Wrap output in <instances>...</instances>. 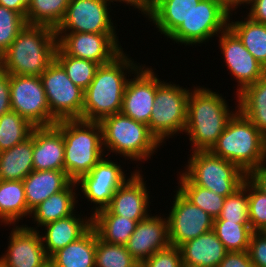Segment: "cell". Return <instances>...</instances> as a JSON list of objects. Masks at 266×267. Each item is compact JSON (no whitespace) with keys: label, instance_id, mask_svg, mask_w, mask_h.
<instances>
[{"label":"cell","instance_id":"obj_43","mask_svg":"<svg viewBox=\"0 0 266 267\" xmlns=\"http://www.w3.org/2000/svg\"><path fill=\"white\" fill-rule=\"evenodd\" d=\"M248 253L255 267H266V232H252Z\"/></svg>","mask_w":266,"mask_h":267},{"label":"cell","instance_id":"obj_5","mask_svg":"<svg viewBox=\"0 0 266 267\" xmlns=\"http://www.w3.org/2000/svg\"><path fill=\"white\" fill-rule=\"evenodd\" d=\"M266 137L239 110L209 150L248 174L265 162Z\"/></svg>","mask_w":266,"mask_h":267},{"label":"cell","instance_id":"obj_3","mask_svg":"<svg viewBox=\"0 0 266 267\" xmlns=\"http://www.w3.org/2000/svg\"><path fill=\"white\" fill-rule=\"evenodd\" d=\"M198 87H194L188 97L184 130L193 146L192 152L209 151L238 111V105L235 112L230 111L225 99L218 92Z\"/></svg>","mask_w":266,"mask_h":267},{"label":"cell","instance_id":"obj_24","mask_svg":"<svg viewBox=\"0 0 266 267\" xmlns=\"http://www.w3.org/2000/svg\"><path fill=\"white\" fill-rule=\"evenodd\" d=\"M71 182L64 170L31 171L23 179L28 209L32 211L51 195L64 190Z\"/></svg>","mask_w":266,"mask_h":267},{"label":"cell","instance_id":"obj_31","mask_svg":"<svg viewBox=\"0 0 266 267\" xmlns=\"http://www.w3.org/2000/svg\"><path fill=\"white\" fill-rule=\"evenodd\" d=\"M237 97L238 110L266 137V74Z\"/></svg>","mask_w":266,"mask_h":267},{"label":"cell","instance_id":"obj_1","mask_svg":"<svg viewBox=\"0 0 266 267\" xmlns=\"http://www.w3.org/2000/svg\"><path fill=\"white\" fill-rule=\"evenodd\" d=\"M122 51L111 62L100 65L95 77L84 90L82 120L99 122L106 116L120 113L128 74L141 66ZM126 71V72H124ZM126 75V76H125Z\"/></svg>","mask_w":266,"mask_h":267},{"label":"cell","instance_id":"obj_33","mask_svg":"<svg viewBox=\"0 0 266 267\" xmlns=\"http://www.w3.org/2000/svg\"><path fill=\"white\" fill-rule=\"evenodd\" d=\"M178 191L193 205L200 207L212 218H218L225 201L224 196L195 185L184 173L180 174Z\"/></svg>","mask_w":266,"mask_h":267},{"label":"cell","instance_id":"obj_40","mask_svg":"<svg viewBox=\"0 0 266 267\" xmlns=\"http://www.w3.org/2000/svg\"><path fill=\"white\" fill-rule=\"evenodd\" d=\"M26 24V19L18 12L0 5V57Z\"/></svg>","mask_w":266,"mask_h":267},{"label":"cell","instance_id":"obj_32","mask_svg":"<svg viewBox=\"0 0 266 267\" xmlns=\"http://www.w3.org/2000/svg\"><path fill=\"white\" fill-rule=\"evenodd\" d=\"M228 27L238 36L244 47L266 68V24L256 22L250 17L231 21Z\"/></svg>","mask_w":266,"mask_h":267},{"label":"cell","instance_id":"obj_47","mask_svg":"<svg viewBox=\"0 0 266 267\" xmlns=\"http://www.w3.org/2000/svg\"><path fill=\"white\" fill-rule=\"evenodd\" d=\"M247 178L264 194H266V162L252 169Z\"/></svg>","mask_w":266,"mask_h":267},{"label":"cell","instance_id":"obj_4","mask_svg":"<svg viewBox=\"0 0 266 267\" xmlns=\"http://www.w3.org/2000/svg\"><path fill=\"white\" fill-rule=\"evenodd\" d=\"M55 126L64 139V171L77 181L103 158L102 129L97 121L65 119Z\"/></svg>","mask_w":266,"mask_h":267},{"label":"cell","instance_id":"obj_12","mask_svg":"<svg viewBox=\"0 0 266 267\" xmlns=\"http://www.w3.org/2000/svg\"><path fill=\"white\" fill-rule=\"evenodd\" d=\"M107 0H70L55 33H116Z\"/></svg>","mask_w":266,"mask_h":267},{"label":"cell","instance_id":"obj_37","mask_svg":"<svg viewBox=\"0 0 266 267\" xmlns=\"http://www.w3.org/2000/svg\"><path fill=\"white\" fill-rule=\"evenodd\" d=\"M55 60L64 68L72 82L83 90L92 82L100 66L93 61L68 56L59 46L55 52Z\"/></svg>","mask_w":266,"mask_h":267},{"label":"cell","instance_id":"obj_34","mask_svg":"<svg viewBox=\"0 0 266 267\" xmlns=\"http://www.w3.org/2000/svg\"><path fill=\"white\" fill-rule=\"evenodd\" d=\"M70 0H31L26 13L28 25H44L56 29L62 22Z\"/></svg>","mask_w":266,"mask_h":267},{"label":"cell","instance_id":"obj_42","mask_svg":"<svg viewBox=\"0 0 266 267\" xmlns=\"http://www.w3.org/2000/svg\"><path fill=\"white\" fill-rule=\"evenodd\" d=\"M142 267H183L180 249L176 246H169L155 252L146 259Z\"/></svg>","mask_w":266,"mask_h":267},{"label":"cell","instance_id":"obj_27","mask_svg":"<svg viewBox=\"0 0 266 267\" xmlns=\"http://www.w3.org/2000/svg\"><path fill=\"white\" fill-rule=\"evenodd\" d=\"M75 181H72L64 190L51 195L31 211V216L37 226L43 227L45 224L68 217L76 212L75 206L78 203L75 193ZM74 191V192H73Z\"/></svg>","mask_w":266,"mask_h":267},{"label":"cell","instance_id":"obj_45","mask_svg":"<svg viewBox=\"0 0 266 267\" xmlns=\"http://www.w3.org/2000/svg\"><path fill=\"white\" fill-rule=\"evenodd\" d=\"M11 110L10 75L0 68V117Z\"/></svg>","mask_w":266,"mask_h":267},{"label":"cell","instance_id":"obj_19","mask_svg":"<svg viewBox=\"0 0 266 267\" xmlns=\"http://www.w3.org/2000/svg\"><path fill=\"white\" fill-rule=\"evenodd\" d=\"M170 246L167 217L151 214L139 221L130 236L126 248L131 256L142 264L155 252Z\"/></svg>","mask_w":266,"mask_h":267},{"label":"cell","instance_id":"obj_41","mask_svg":"<svg viewBox=\"0 0 266 267\" xmlns=\"http://www.w3.org/2000/svg\"><path fill=\"white\" fill-rule=\"evenodd\" d=\"M248 215L253 232L266 230V194L248 179Z\"/></svg>","mask_w":266,"mask_h":267},{"label":"cell","instance_id":"obj_15","mask_svg":"<svg viewBox=\"0 0 266 267\" xmlns=\"http://www.w3.org/2000/svg\"><path fill=\"white\" fill-rule=\"evenodd\" d=\"M108 159L104 156L88 174L76 181L84 197L96 205L91 216L106 208L116 190L126 181V174L122 171L121 165Z\"/></svg>","mask_w":266,"mask_h":267},{"label":"cell","instance_id":"obj_8","mask_svg":"<svg viewBox=\"0 0 266 267\" xmlns=\"http://www.w3.org/2000/svg\"><path fill=\"white\" fill-rule=\"evenodd\" d=\"M191 90L163 82L157 87L149 120V130L163 144L174 134L184 132L187 123V101ZM178 132V133H177Z\"/></svg>","mask_w":266,"mask_h":267},{"label":"cell","instance_id":"obj_7","mask_svg":"<svg viewBox=\"0 0 266 267\" xmlns=\"http://www.w3.org/2000/svg\"><path fill=\"white\" fill-rule=\"evenodd\" d=\"M183 172L195 185L228 196L237 190L247 174L236 164L210 151H194Z\"/></svg>","mask_w":266,"mask_h":267},{"label":"cell","instance_id":"obj_16","mask_svg":"<svg viewBox=\"0 0 266 267\" xmlns=\"http://www.w3.org/2000/svg\"><path fill=\"white\" fill-rule=\"evenodd\" d=\"M8 250L1 258L4 267H49V257L43 247L38 228L13 225Z\"/></svg>","mask_w":266,"mask_h":267},{"label":"cell","instance_id":"obj_50","mask_svg":"<svg viewBox=\"0 0 266 267\" xmlns=\"http://www.w3.org/2000/svg\"><path fill=\"white\" fill-rule=\"evenodd\" d=\"M219 2L224 8H226L229 12H233L242 4H245L244 0H214ZM240 5V6H239ZM238 6V7H237Z\"/></svg>","mask_w":266,"mask_h":267},{"label":"cell","instance_id":"obj_46","mask_svg":"<svg viewBox=\"0 0 266 267\" xmlns=\"http://www.w3.org/2000/svg\"><path fill=\"white\" fill-rule=\"evenodd\" d=\"M246 5H251L247 13L252 20L266 24V0H246Z\"/></svg>","mask_w":266,"mask_h":267},{"label":"cell","instance_id":"obj_13","mask_svg":"<svg viewBox=\"0 0 266 267\" xmlns=\"http://www.w3.org/2000/svg\"><path fill=\"white\" fill-rule=\"evenodd\" d=\"M58 46L68 55L98 63L111 62L123 48L116 33H56Z\"/></svg>","mask_w":266,"mask_h":267},{"label":"cell","instance_id":"obj_26","mask_svg":"<svg viewBox=\"0 0 266 267\" xmlns=\"http://www.w3.org/2000/svg\"><path fill=\"white\" fill-rule=\"evenodd\" d=\"M96 230L91 227L77 241L49 258V267H95Z\"/></svg>","mask_w":266,"mask_h":267},{"label":"cell","instance_id":"obj_39","mask_svg":"<svg viewBox=\"0 0 266 267\" xmlns=\"http://www.w3.org/2000/svg\"><path fill=\"white\" fill-rule=\"evenodd\" d=\"M236 223H249L248 215V178L232 194L226 196L223 208L218 218Z\"/></svg>","mask_w":266,"mask_h":267},{"label":"cell","instance_id":"obj_11","mask_svg":"<svg viewBox=\"0 0 266 267\" xmlns=\"http://www.w3.org/2000/svg\"><path fill=\"white\" fill-rule=\"evenodd\" d=\"M10 103L13 111L35 127L53 126L57 123L51 116L40 76L10 75Z\"/></svg>","mask_w":266,"mask_h":267},{"label":"cell","instance_id":"obj_35","mask_svg":"<svg viewBox=\"0 0 266 267\" xmlns=\"http://www.w3.org/2000/svg\"><path fill=\"white\" fill-rule=\"evenodd\" d=\"M35 126L11 110L0 117V151L10 149L29 138Z\"/></svg>","mask_w":266,"mask_h":267},{"label":"cell","instance_id":"obj_29","mask_svg":"<svg viewBox=\"0 0 266 267\" xmlns=\"http://www.w3.org/2000/svg\"><path fill=\"white\" fill-rule=\"evenodd\" d=\"M139 221L112 214L107 208L92 215V227L98 237L108 243L126 245Z\"/></svg>","mask_w":266,"mask_h":267},{"label":"cell","instance_id":"obj_22","mask_svg":"<svg viewBox=\"0 0 266 267\" xmlns=\"http://www.w3.org/2000/svg\"><path fill=\"white\" fill-rule=\"evenodd\" d=\"M178 248L183 267H218L228 252L213 229Z\"/></svg>","mask_w":266,"mask_h":267},{"label":"cell","instance_id":"obj_49","mask_svg":"<svg viewBox=\"0 0 266 267\" xmlns=\"http://www.w3.org/2000/svg\"><path fill=\"white\" fill-rule=\"evenodd\" d=\"M109 3L116 1V2H124L127 5L133 6L135 9L137 8L138 11L140 10L142 15L149 16L151 8L147 4V0H107Z\"/></svg>","mask_w":266,"mask_h":267},{"label":"cell","instance_id":"obj_44","mask_svg":"<svg viewBox=\"0 0 266 267\" xmlns=\"http://www.w3.org/2000/svg\"><path fill=\"white\" fill-rule=\"evenodd\" d=\"M218 267H255V265L248 251H230L225 254Z\"/></svg>","mask_w":266,"mask_h":267},{"label":"cell","instance_id":"obj_52","mask_svg":"<svg viewBox=\"0 0 266 267\" xmlns=\"http://www.w3.org/2000/svg\"><path fill=\"white\" fill-rule=\"evenodd\" d=\"M27 4H29L31 2V0H24Z\"/></svg>","mask_w":266,"mask_h":267},{"label":"cell","instance_id":"obj_23","mask_svg":"<svg viewBox=\"0 0 266 267\" xmlns=\"http://www.w3.org/2000/svg\"><path fill=\"white\" fill-rule=\"evenodd\" d=\"M88 218H81L79 214L74 213L45 224L44 229L46 231L45 234L41 235V238L47 256L50 258L59 249L83 236L92 227V216L90 215Z\"/></svg>","mask_w":266,"mask_h":267},{"label":"cell","instance_id":"obj_6","mask_svg":"<svg viewBox=\"0 0 266 267\" xmlns=\"http://www.w3.org/2000/svg\"><path fill=\"white\" fill-rule=\"evenodd\" d=\"M102 129L103 150L123 155L131 161H146L162 145L150 132L148 125L120 113L99 121ZM107 149V150H106ZM111 150V151H110ZM152 154V155H151Z\"/></svg>","mask_w":266,"mask_h":267},{"label":"cell","instance_id":"obj_48","mask_svg":"<svg viewBox=\"0 0 266 267\" xmlns=\"http://www.w3.org/2000/svg\"><path fill=\"white\" fill-rule=\"evenodd\" d=\"M0 5L18 12L24 18L26 17L28 4L24 0H0Z\"/></svg>","mask_w":266,"mask_h":267},{"label":"cell","instance_id":"obj_21","mask_svg":"<svg viewBox=\"0 0 266 267\" xmlns=\"http://www.w3.org/2000/svg\"><path fill=\"white\" fill-rule=\"evenodd\" d=\"M33 136V169L64 170V139L55 126L35 127Z\"/></svg>","mask_w":266,"mask_h":267},{"label":"cell","instance_id":"obj_28","mask_svg":"<svg viewBox=\"0 0 266 267\" xmlns=\"http://www.w3.org/2000/svg\"><path fill=\"white\" fill-rule=\"evenodd\" d=\"M33 136L0 151V180H23L33 171Z\"/></svg>","mask_w":266,"mask_h":267},{"label":"cell","instance_id":"obj_25","mask_svg":"<svg viewBox=\"0 0 266 267\" xmlns=\"http://www.w3.org/2000/svg\"><path fill=\"white\" fill-rule=\"evenodd\" d=\"M200 0H160L150 11L148 19L167 39L186 21Z\"/></svg>","mask_w":266,"mask_h":267},{"label":"cell","instance_id":"obj_36","mask_svg":"<svg viewBox=\"0 0 266 267\" xmlns=\"http://www.w3.org/2000/svg\"><path fill=\"white\" fill-rule=\"evenodd\" d=\"M213 230L228 252L248 251L253 232L249 223L214 220Z\"/></svg>","mask_w":266,"mask_h":267},{"label":"cell","instance_id":"obj_14","mask_svg":"<svg viewBox=\"0 0 266 267\" xmlns=\"http://www.w3.org/2000/svg\"><path fill=\"white\" fill-rule=\"evenodd\" d=\"M173 200L172 209L167 216L171 246L179 247L213 229L214 218L193 205L178 190Z\"/></svg>","mask_w":266,"mask_h":267},{"label":"cell","instance_id":"obj_30","mask_svg":"<svg viewBox=\"0 0 266 267\" xmlns=\"http://www.w3.org/2000/svg\"><path fill=\"white\" fill-rule=\"evenodd\" d=\"M31 214L27 207L23 180H0V221L17 225L21 218ZM17 222V223H16Z\"/></svg>","mask_w":266,"mask_h":267},{"label":"cell","instance_id":"obj_2","mask_svg":"<svg viewBox=\"0 0 266 267\" xmlns=\"http://www.w3.org/2000/svg\"><path fill=\"white\" fill-rule=\"evenodd\" d=\"M57 47L54 28L26 24L0 57V68L9 75L40 76L55 60Z\"/></svg>","mask_w":266,"mask_h":267},{"label":"cell","instance_id":"obj_10","mask_svg":"<svg viewBox=\"0 0 266 267\" xmlns=\"http://www.w3.org/2000/svg\"><path fill=\"white\" fill-rule=\"evenodd\" d=\"M232 13L214 0H200L186 21L169 37L176 43L194 45L206 43L228 27Z\"/></svg>","mask_w":266,"mask_h":267},{"label":"cell","instance_id":"obj_17","mask_svg":"<svg viewBox=\"0 0 266 267\" xmlns=\"http://www.w3.org/2000/svg\"><path fill=\"white\" fill-rule=\"evenodd\" d=\"M219 46L224 62L230 73L238 82L237 94L247 86L254 84L266 74V68L258 62L253 55L244 47L238 36L227 27L221 32Z\"/></svg>","mask_w":266,"mask_h":267},{"label":"cell","instance_id":"obj_38","mask_svg":"<svg viewBox=\"0 0 266 267\" xmlns=\"http://www.w3.org/2000/svg\"><path fill=\"white\" fill-rule=\"evenodd\" d=\"M136 261L126 248L105 242L98 237L96 232L95 267H137Z\"/></svg>","mask_w":266,"mask_h":267},{"label":"cell","instance_id":"obj_20","mask_svg":"<svg viewBox=\"0 0 266 267\" xmlns=\"http://www.w3.org/2000/svg\"><path fill=\"white\" fill-rule=\"evenodd\" d=\"M147 191L146 181L144 182L142 174L136 169L116 190L106 208L114 215L141 221L150 214L148 207L151 202L149 191Z\"/></svg>","mask_w":266,"mask_h":267},{"label":"cell","instance_id":"obj_9","mask_svg":"<svg viewBox=\"0 0 266 267\" xmlns=\"http://www.w3.org/2000/svg\"><path fill=\"white\" fill-rule=\"evenodd\" d=\"M40 77L51 116L57 122L65 119H81L84 90L72 82L64 68L54 60Z\"/></svg>","mask_w":266,"mask_h":267},{"label":"cell","instance_id":"obj_51","mask_svg":"<svg viewBox=\"0 0 266 267\" xmlns=\"http://www.w3.org/2000/svg\"><path fill=\"white\" fill-rule=\"evenodd\" d=\"M160 0H147V4L150 8H152L156 3H158Z\"/></svg>","mask_w":266,"mask_h":267},{"label":"cell","instance_id":"obj_18","mask_svg":"<svg viewBox=\"0 0 266 267\" xmlns=\"http://www.w3.org/2000/svg\"><path fill=\"white\" fill-rule=\"evenodd\" d=\"M134 75L125 87L121 113L149 127L156 89L163 81L149 67L140 66Z\"/></svg>","mask_w":266,"mask_h":267}]
</instances>
